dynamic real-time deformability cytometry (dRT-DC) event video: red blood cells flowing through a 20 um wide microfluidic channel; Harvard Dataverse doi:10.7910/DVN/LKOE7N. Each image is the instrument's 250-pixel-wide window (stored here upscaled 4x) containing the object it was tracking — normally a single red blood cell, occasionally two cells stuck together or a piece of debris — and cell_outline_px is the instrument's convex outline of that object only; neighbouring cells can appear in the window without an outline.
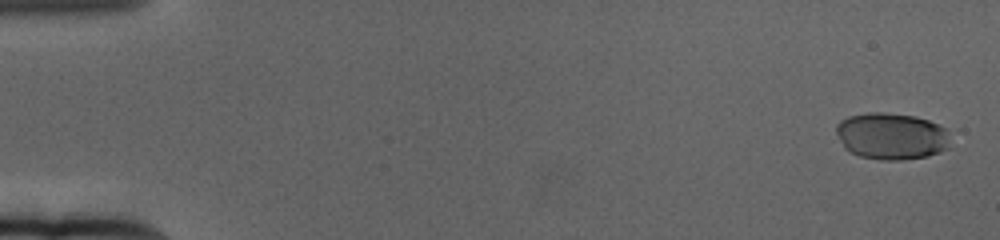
{"species": "human", "species_latin": "Homo sapiens", "temperature_condition": "cold", "stored_images_in_passage": 61, "camera_frame_rate_fps": 3000, "um_per_image_px": 0.085, "donor": {"sex": "female"}, "frame": {"image": 1, "passage_image": 2, "time_ms": 0.333, "image_size_px": [1000, 240], "cell_outline_px": [[948, 148], [940, 152], [928, 156], [900, 160], [880, 160], [860, 156], [848, 152], [844, 148], [836, 132], [836, 124], [840, 120], [848, 116], [868, 112], [884, 112], [916, 116], [928, 120], [948, 128]], "centroid_in_image_um": [75.76, 11.57], "position_along_channel_um": 9.2, "area_um2": 31.44}}
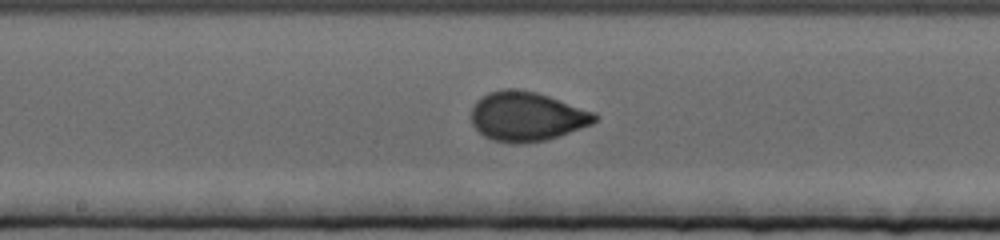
{"frame": {"image": 2, "passage_image": 33, "time_ms": 10.667, "image_size_px": [1000, 240], "cell_outline_px": [[600, 116], [592, 124], [548, 140], [516, 144], [512, 144], [492, 140], [484, 136], [472, 124], [472, 108], [476, 100], [488, 92], [504, 88], [512, 88], [536, 92], [596, 112]], "centroid_in_image_um": [44.78, 9.9], "position_along_channel_um": 203.4, "area_um2": 35.72}}
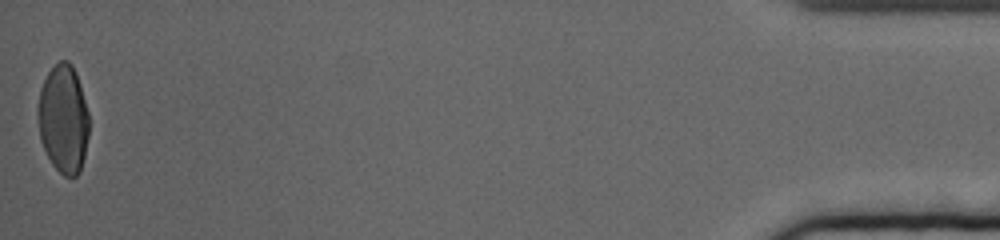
{"frame": {"image": 3, "passage_image": 61, "time_ms": 20.0, "image_size_px": [1000, 240], "cell_outline_px": [[88, 136], [84, 156], [80, 172], [76, 176], [64, 176], [52, 164], [40, 140], [36, 116], [36, 112], [40, 88], [48, 72], [60, 60], [68, 60], [72, 64], [76, 72], [80, 84], [88, 112]], "centroid_in_image_um": [5.37, 10.1], "position_along_channel_um": 429.8, "area_um2": 32.48}, "authors_computed_cell_mechanics": {"area_um2": 33.0616, "velocity_mm_per_s": 3.3685, "shape_relaxation_time_tau1_ms": 4.6547, "shape_relaxation_time_tau2_ms": null, "deformation_change_tau1": 0.1665, "deformation_change_tau2": null}}